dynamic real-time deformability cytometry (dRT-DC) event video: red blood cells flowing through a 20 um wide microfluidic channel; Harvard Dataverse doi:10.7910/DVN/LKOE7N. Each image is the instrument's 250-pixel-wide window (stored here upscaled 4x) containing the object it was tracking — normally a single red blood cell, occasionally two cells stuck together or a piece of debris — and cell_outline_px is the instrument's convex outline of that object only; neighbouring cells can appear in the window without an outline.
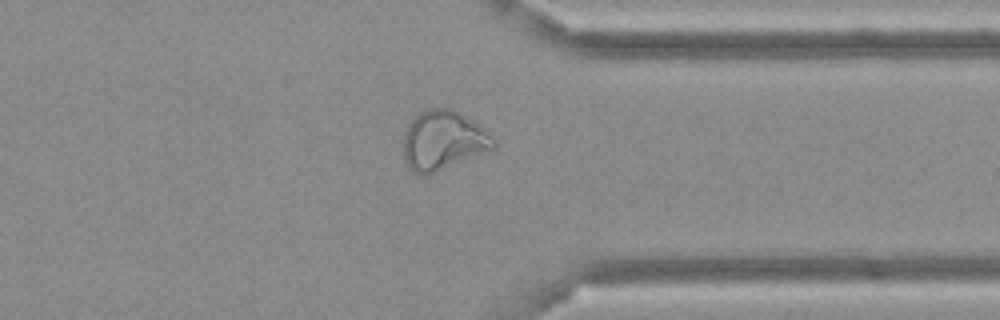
{"species": "Egyptian fruit bat (a non-hibernating species)", "species_latin": "Rousettus aegyptiacus", "temperature_condition": "cold", "stored_images_in_passage": 47, "camera_frame_rate_fps": 3000, "um_per_image_px": 0.085, "frame": {"image": 1, "passage_image": 36, "time_ms": 11.667, "image_size_px": [1000, 320], "cell_outline_px": [[496, 148], [432, 172], [412, 172], [408, 168], [404, 160], [404, 132], [408, 124], [420, 112], [428, 108], [452, 108], [472, 120], [484, 128], [496, 140]], "centroid_in_image_um": [37.67, 11.89], "position_along_channel_um": 373.7, "area_um2": 30.63}}
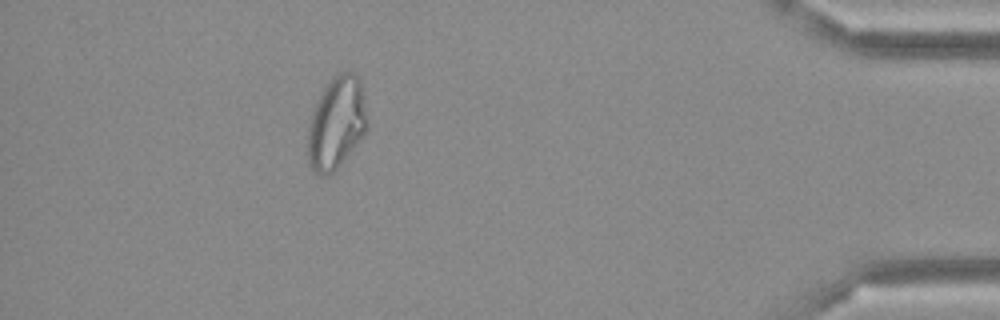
{"frame": {"image": 2, "passage_image": 42, "time_ms": 13.667, "image_size_px": [1000, 320], "cell_outline_px": [[368, 128], [364, 136], [340, 164], [328, 176], [320, 176], [308, 164], [308, 124], [312, 108], [320, 92], [332, 76], [348, 68], [356, 72], [360, 80], [364, 92], [368, 116]], "centroid_in_image_um": [28.62, 10.38], "position_along_channel_um": 406.6, "area_um2": 33.0}}